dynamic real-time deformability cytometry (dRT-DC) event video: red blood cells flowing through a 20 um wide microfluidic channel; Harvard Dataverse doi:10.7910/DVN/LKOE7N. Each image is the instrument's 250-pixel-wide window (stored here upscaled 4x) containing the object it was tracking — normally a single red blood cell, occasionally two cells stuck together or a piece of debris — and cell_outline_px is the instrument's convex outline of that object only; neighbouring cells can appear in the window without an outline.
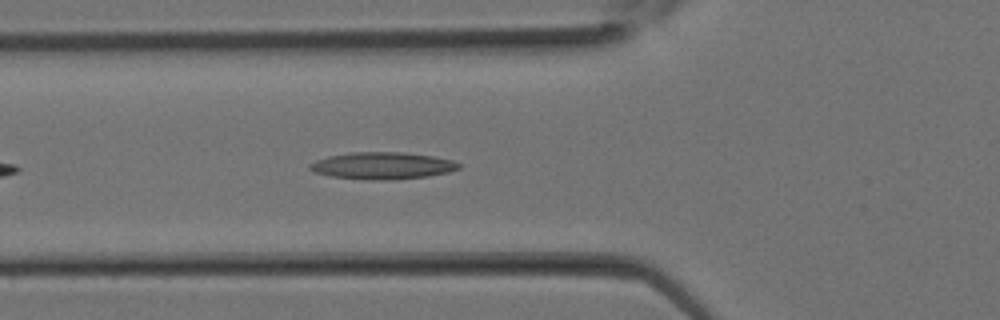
{"species": "Egyptian fruit bat (a non-hibernating species)", "species_latin": "Rousettus aegyptiacus", "temperature_condition": "room temperature", "stored_images_in_passage": 12, "camera_frame_rate_fps": 3000, "um_per_image_px": 0.085, "animal": {"sex": "female"}, "frame": {"image": 1, "passage_image": 10, "time_ms": 3.0, "image_size_px": [1000, 320], "cell_outline_px": [[460, 168], [448, 172], [428, 176], [388, 180], [372, 180], [332, 176], [316, 172], [308, 168], [308, 164], [316, 160], [328, 156], [352, 152], [404, 152], [436, 156], [452, 160], [460, 164]], "centroid_in_image_um": [32.52, 14.07], "position_along_channel_um": 93.3, "area_um2": 23.41}}
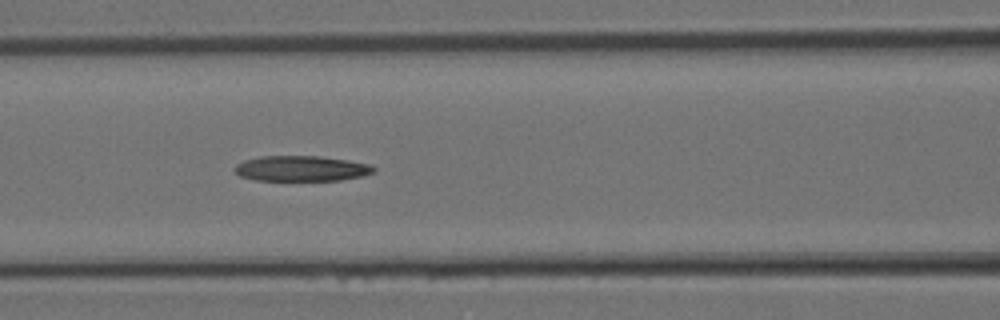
{"frame": {"image": 2, "passage_image": 12, "time_ms": 3.667, "image_size_px": [1000, 320], "cell_outline_px": [[376, 172], [364, 176], [340, 180], [256, 180], [240, 176], [232, 168], [236, 164], [244, 160], [260, 156], [320, 156], [348, 160], [372, 164], [376, 168]], "centroid_in_image_um": [25.65, 14.32], "position_along_channel_um": 140.9, "area_um2": 20.81}}